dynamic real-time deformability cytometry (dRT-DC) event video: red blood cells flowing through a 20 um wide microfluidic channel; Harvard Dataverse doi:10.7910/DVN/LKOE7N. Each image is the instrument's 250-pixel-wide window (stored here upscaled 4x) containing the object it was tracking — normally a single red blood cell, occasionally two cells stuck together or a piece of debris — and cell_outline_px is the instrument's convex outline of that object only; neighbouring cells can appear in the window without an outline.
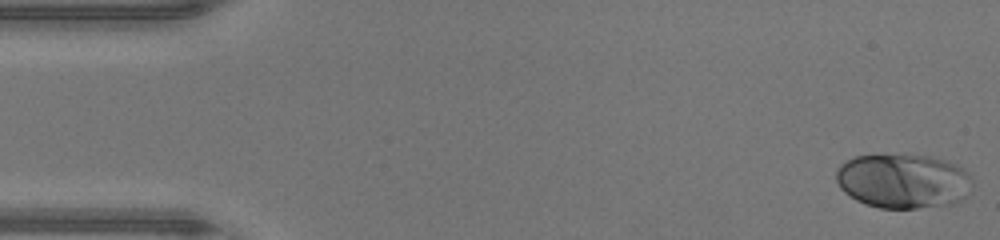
{"species": "human", "species_latin": "Homo sapiens", "temperature_condition": "warm", "stored_images_in_passage": 47, "camera_frame_rate_fps": 3000, "um_per_image_px": 0.085, "donor": {"sex": "male"}, "frame": {"image": 1, "passage_image": 1, "time_ms": 0.0, "image_size_px": [1000, 240], "cell_outline_px": [[972, 184], [968, 196], [956, 204], [916, 208], [880, 208], [856, 200], [844, 192], [840, 188], [836, 180], [836, 172], [840, 164], [856, 156], [932, 156], [956, 164], [964, 168], [972, 176]], "centroid_in_image_um": [76.83, 15.41], "position_along_channel_um": 8.2, "area_um2": 43.35}}
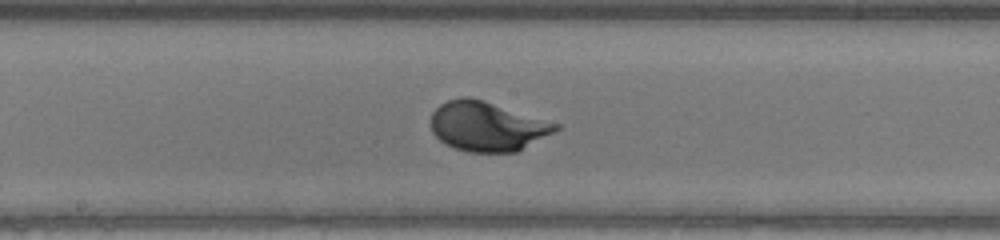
{"frame": {"image": 2, "passage_image": 24, "time_ms": 7.667, "image_size_px": [1000, 240], "cell_outline_px": [[560, 128], [516, 152], [468, 152], [452, 148], [444, 144], [432, 132], [432, 112], [440, 104], [448, 100], [460, 96], [468, 96], [484, 100], [560, 124]], "centroid_in_image_um": [41.38, 10.73], "position_along_channel_um": 206.8, "area_um2": 35.95}}
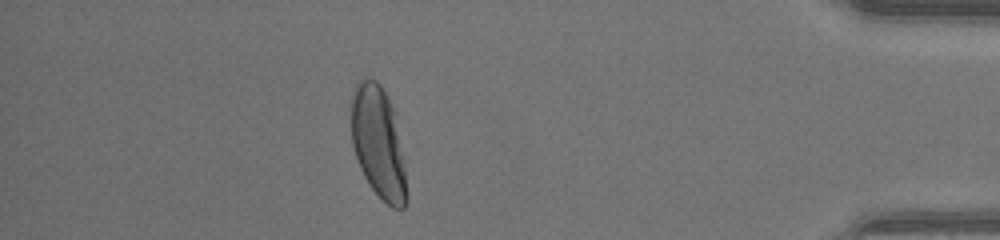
{"frame": {"image": 3, "passage_image": 41, "time_ms": 13.333, "image_size_px": [1000, 240], "cell_outline_px": [[404, 208], [392, 208], [372, 188], [364, 176], [360, 168], [352, 144], [348, 104], [348, 100], [352, 88], [356, 80], [364, 76], [368, 76], [376, 80], [380, 84], [392, 108], [404, 156]], "centroid_in_image_um": [32.05, 11.95], "position_along_channel_um": 403.2, "area_um2": 36.24}, "authors_computed_cell_mechanics": {"area_um2": 36.1828, "velocity_mm_per_s": 4.3731, "shape_relaxation_time_tau1_ms": 2.4422, "shape_relaxation_time_tau2_ms": null, "deformation_change_tau1": 0.1828, "deformation_change_tau2": null}}